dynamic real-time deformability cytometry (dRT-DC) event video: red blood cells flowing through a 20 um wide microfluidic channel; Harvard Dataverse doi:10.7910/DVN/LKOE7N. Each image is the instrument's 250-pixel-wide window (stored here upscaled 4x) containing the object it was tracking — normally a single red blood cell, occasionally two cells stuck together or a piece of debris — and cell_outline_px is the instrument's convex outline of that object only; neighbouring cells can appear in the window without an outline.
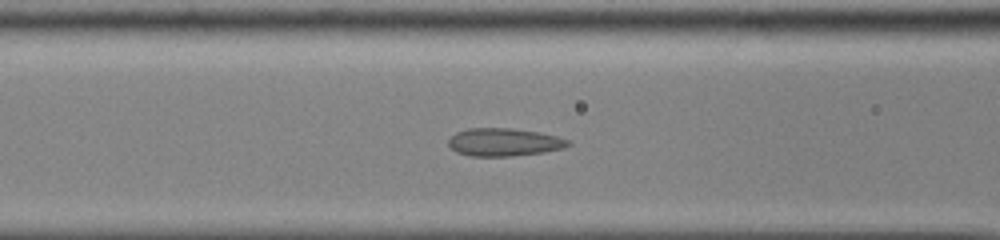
{"species": "common noctule bat (a hibernating species)", "species_latin": "Nyctalus noctula", "temperature_condition": "cold", "stored_images_in_passage": 44, "camera_frame_rate_fps": 3000, "um_per_image_px": 0.085, "animal": {"sex": "male", "body_mass_g": 13.0, "forearm_length_mm": 53.1}, "frame": {"image": 1, "passage_image": 18, "time_ms": 5.667, "image_size_px": [1000, 240], "cell_outline_px": [[572, 144], [564, 148], [544, 152], [512, 156], [472, 156], [456, 152], [448, 144], [448, 140], [456, 132], [468, 128], [512, 128], [540, 132], [572, 140]], "centroid_in_image_um": [42.88, 12.08], "position_along_channel_um": 123.7, "area_um2": 19.59}}
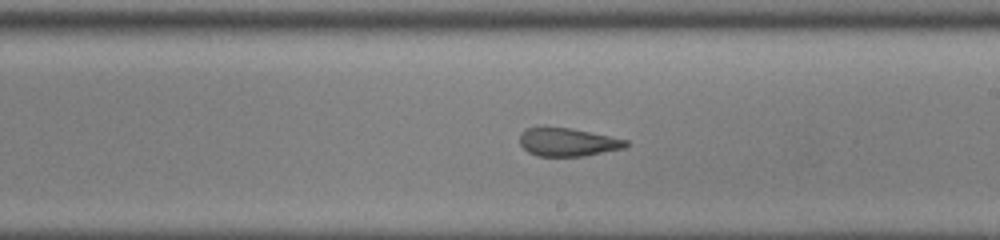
{"frame": {"image": 2, "passage_image": 27, "time_ms": 8.667, "image_size_px": [1000, 240], "cell_outline_px": [[628, 144], [624, 148], [584, 156], [536, 156], [528, 152], [520, 144], [520, 132], [524, 128], [568, 128], [628, 140]], "centroid_in_image_um": [48.22, 12.1], "position_along_channel_um": 240.8, "area_um2": 17.17}}
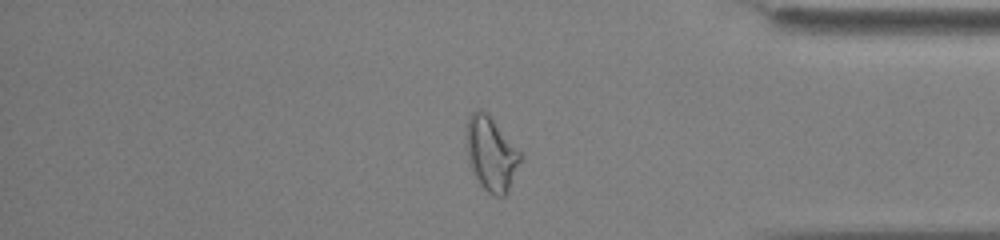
{"frame": {"image": 3, "passage_image": 40, "time_ms": 13.0, "image_size_px": [1000, 240], "cell_outline_px": [[520, 160], [508, 192], [504, 196], [496, 196], [488, 192], [480, 184], [472, 172], [468, 164], [464, 144], [464, 136], [468, 116], [472, 112], [480, 108], [488, 112], [520, 152]], "centroid_in_image_um": [41.67, 13.02], "position_along_channel_um": 393.5, "area_um2": 23.7}}